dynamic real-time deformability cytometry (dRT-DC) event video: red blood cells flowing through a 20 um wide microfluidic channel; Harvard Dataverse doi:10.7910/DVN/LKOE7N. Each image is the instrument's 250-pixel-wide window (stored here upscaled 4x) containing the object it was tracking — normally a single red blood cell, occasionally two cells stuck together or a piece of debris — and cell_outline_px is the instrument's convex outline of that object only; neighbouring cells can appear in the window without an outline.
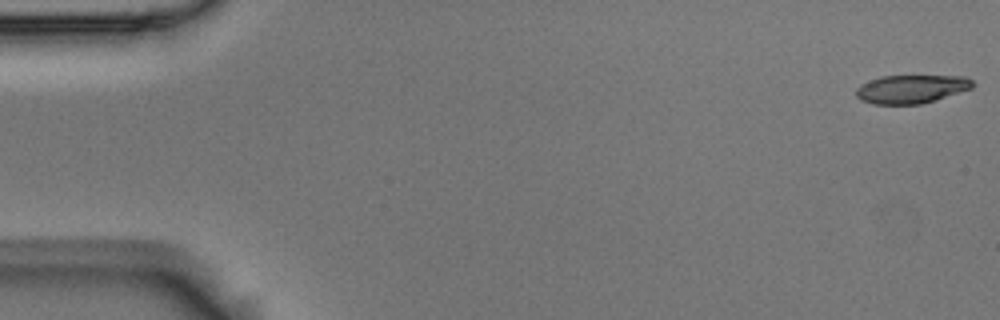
{"species": "Egyptian fruit bat (a non-hibernating species)", "species_latin": "Rousettus aegyptiacus", "temperature_condition": "room temperature", "stored_images_in_passage": 50, "camera_frame_rate_fps": 3000, "um_per_image_px": 0.085, "animal": {"sex": "male"}, "frame": {"image": 1, "passage_image": 1, "time_ms": 0.0, "image_size_px": [1000, 320], "cell_outline_px": [[976, 84], [972, 88], [920, 104], [872, 104], [860, 100], [856, 96], [856, 88], [860, 84], [880, 76], [964, 76], [972, 80]], "centroid_in_image_um": [77.43, 7.56], "position_along_channel_um": 7.6, "area_um2": 19.25}}
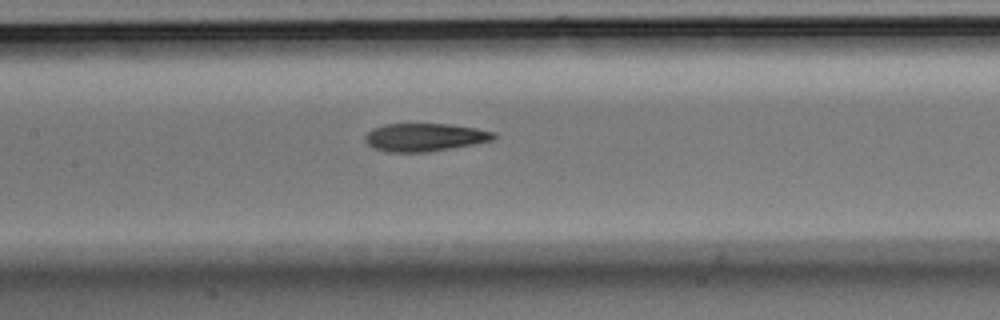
{"frame": {"image": 2, "passage_image": 26, "time_ms": 8.333, "image_size_px": [1000, 320], "cell_outline_px": [[496, 136], [492, 140], [472, 144], [428, 152], [388, 152], [372, 148], [364, 140], [364, 136], [372, 128], [384, 124], [452, 124], [476, 128], [496, 132]], "centroid_in_image_um": [36.07, 11.66], "position_along_channel_um": 171.3, "area_um2": 21.04}}
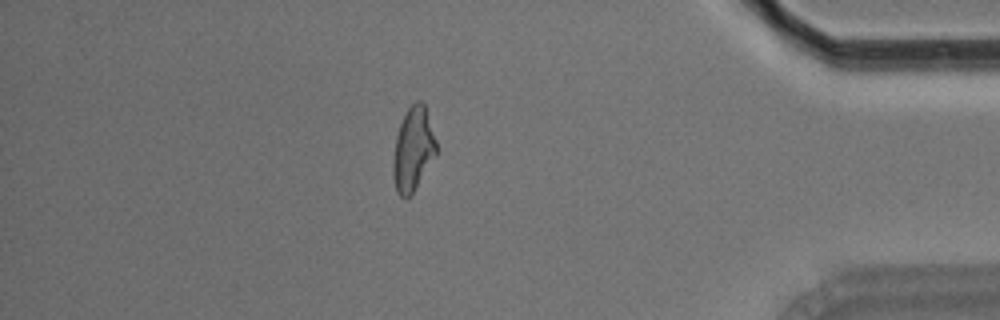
{"frame": {"image": 3, "passage_image": 48, "time_ms": 15.667, "image_size_px": [1000, 320], "cell_outline_px": [[436, 152], [412, 196], [404, 200], [396, 192], [392, 176], [392, 164], [396, 136], [400, 124], [408, 108], [416, 100], [420, 100], [424, 104], [436, 140]], "centroid_in_image_um": [35.08, 12.74], "position_along_channel_um": 400.1, "area_um2": 21.04}, "authors_computed_cell_mechanics": {"area_um2": 21.2993, "velocity_mm_per_s": 3.6285, "shape_relaxation_time_tau1_ms": 6.2144, "shape_relaxation_time_tau2_ms": 2.1831, "deformation_change_tau1": 0.2001, "deformation_change_tau2": 0.1123}}